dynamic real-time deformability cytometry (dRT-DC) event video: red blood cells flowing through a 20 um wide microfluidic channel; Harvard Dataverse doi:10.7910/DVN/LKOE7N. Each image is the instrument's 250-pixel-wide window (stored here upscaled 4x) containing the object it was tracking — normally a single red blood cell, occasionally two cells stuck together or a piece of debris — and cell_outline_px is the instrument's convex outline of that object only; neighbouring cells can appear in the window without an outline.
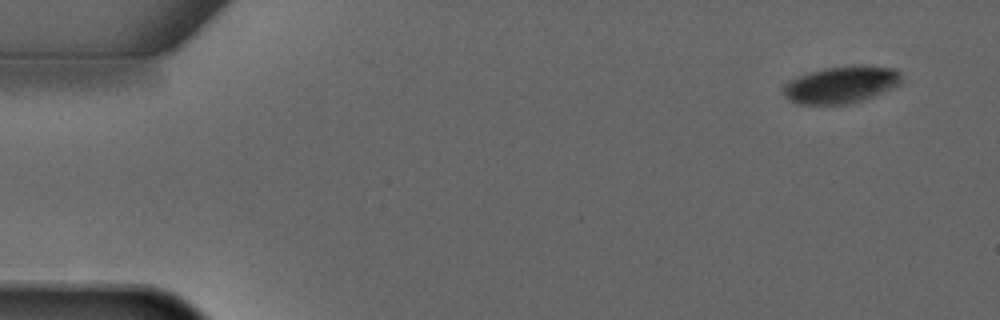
{"species": "common noctule bat (a hibernating species)", "species_latin": "Nyctalus noctula", "temperature_condition": "warm", "stored_images_in_passage": 4, "camera_frame_rate_fps": 3000, "um_per_image_px": 0.085, "animal": {"sex": "male", "forearm_length_mm": 52.5}, "frame": {"image": 1, "passage_image": 1, "time_ms": 0.0, "image_size_px": [1000, 320], "cell_outline_px": [[900, 84], [892, 88], [864, 100], [848, 104], [800, 104], [788, 100], [784, 96], [784, 84], [800, 76], [824, 68], [892, 68], [900, 72]], "centroid_in_image_um": [71.46, 7.26], "position_along_channel_um": 13.5, "area_um2": 24.33}}
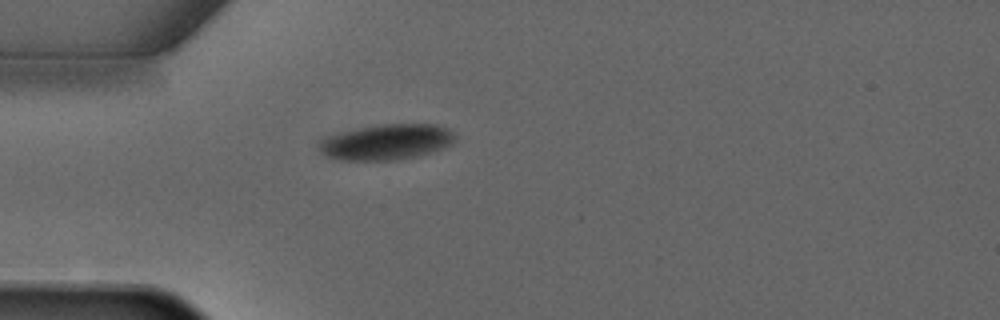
{"frame": {"image": 2, "passage_image": 4, "time_ms": 3.333, "image_size_px": [1000, 320], "cell_outline_px": [[456, 140], [452, 144], [444, 148], [432, 152], [400, 160], [340, 160], [328, 156], [320, 148], [320, 140], [324, 136], [360, 128], [380, 124], [436, 124], [448, 128], [456, 136]], "centroid_in_image_um": [32.91, 12.07], "position_along_channel_um": 52.1, "area_um2": 28.21}}